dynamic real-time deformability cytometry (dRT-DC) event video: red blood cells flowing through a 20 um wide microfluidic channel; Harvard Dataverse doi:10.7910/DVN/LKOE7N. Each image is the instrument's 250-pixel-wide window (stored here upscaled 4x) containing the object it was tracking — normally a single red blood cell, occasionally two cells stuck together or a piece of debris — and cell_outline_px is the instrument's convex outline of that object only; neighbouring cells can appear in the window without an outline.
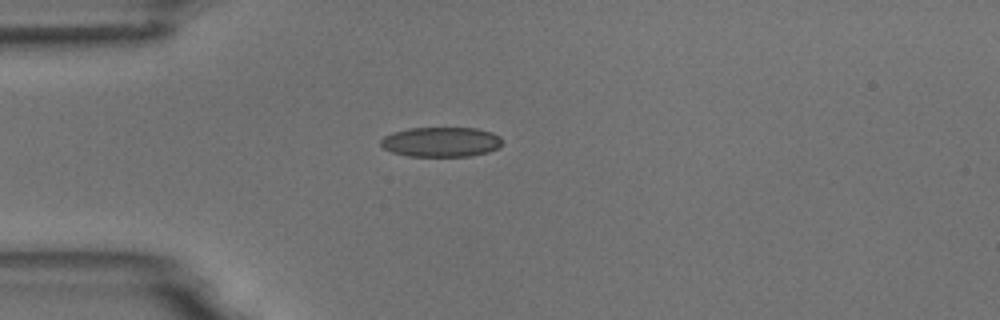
{"species": "common noctule bat (a hibernating species)", "species_latin": "Nyctalus noctula", "temperature_condition": "room temperature", "stored_images_in_passage": 3, "camera_frame_rate_fps": 3000, "um_per_image_px": 0.085, "animal": {"sex": "male", "body_mass_g": 18.8}, "frame": {"image": 1, "passage_image": 3, "time_ms": 3.333, "image_size_px": [1000, 320], "cell_outline_px": [[504, 140], [500, 148], [488, 152], [472, 156], [408, 156], [392, 152], [384, 148], [380, 144], [380, 140], [384, 136], [392, 132], [412, 128], [476, 128], [492, 132], [500, 136]], "centroid_in_image_um": [37.53, 12.06], "position_along_channel_um": 47.5, "area_um2": 21.33}}